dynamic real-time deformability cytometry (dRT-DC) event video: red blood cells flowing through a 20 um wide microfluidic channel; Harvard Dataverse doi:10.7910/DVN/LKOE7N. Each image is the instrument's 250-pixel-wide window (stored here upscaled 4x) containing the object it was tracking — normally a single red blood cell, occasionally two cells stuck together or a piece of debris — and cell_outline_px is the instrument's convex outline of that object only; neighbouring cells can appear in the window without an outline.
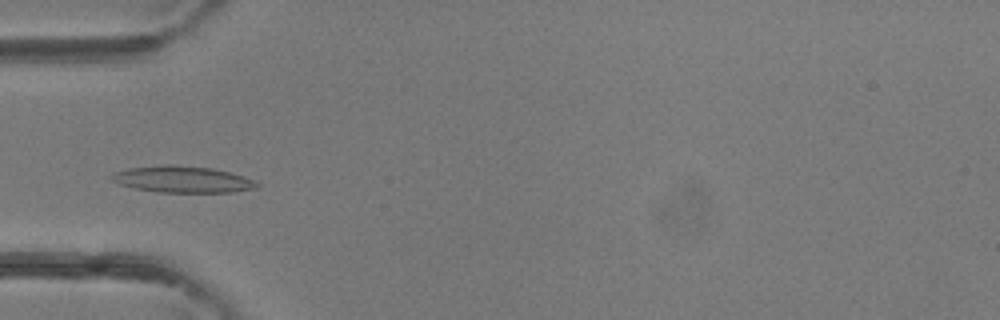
{"species": "common noctule bat (a hibernating species)", "species_latin": "Nyctalus noctula", "temperature_condition": "room temperature", "stored_images_in_passage": 44, "camera_frame_rate_fps": 3000, "um_per_image_px": 0.085, "animal": {"sex": "female"}, "frame": {"image": 1, "passage_image": 13, "time_ms": 4.0, "image_size_px": [1000, 320], "cell_outline_px": [[260, 184], [256, 188], [232, 192], [156, 192], [136, 188], [120, 184], [112, 180], [108, 176], [116, 172], [128, 168], [164, 164], [176, 164], [212, 168], [244, 176], [256, 180]], "centroid_in_image_um": [15.52, 15.23], "position_along_channel_um": 69.5, "area_um2": 22.54}}
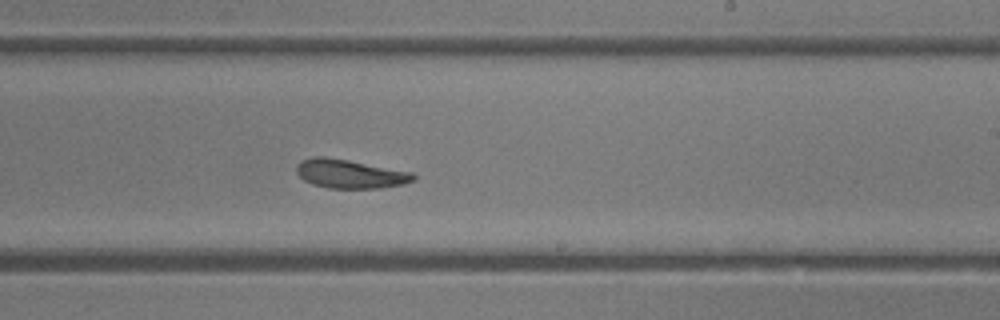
{"frame": {"image": 2, "passage_image": 26, "time_ms": 8.333, "image_size_px": [1000, 320], "cell_outline_px": [[416, 180], [404, 184], [380, 188], [328, 188], [312, 184], [304, 180], [296, 172], [296, 164], [300, 160], [312, 156], [324, 156], [348, 160], [412, 172], [416, 176]], "centroid_in_image_um": [29.73, 14.77], "position_along_channel_um": 259.3, "area_um2": 19.77}}
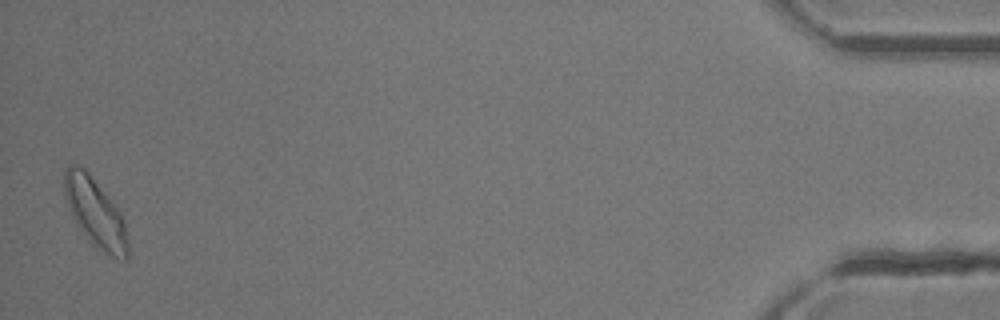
{"frame": {"image": 3, "passage_image": 44, "time_ms": 14.333, "image_size_px": [1000, 320], "cell_outline_px": [[128, 260], [124, 260], [112, 256], [96, 244], [76, 224], [72, 216], [64, 192], [64, 168], [68, 164], [76, 164], [84, 168], [88, 172], [120, 212], [124, 220], [128, 244]], "centroid_in_image_um": [8.09, 18.01], "position_along_channel_um": 427.1, "area_um2": 24.62}, "authors_computed_cell_mechanics": {"area_um2": 20.3167, "velocity_mm_per_s": 4.3699, "shape_relaxation_time_tau1_ms": 2.6891, "shape_relaxation_time_tau2_ms": null, "deformation_change_tau1": 0.114, "deformation_change_tau2": null}}